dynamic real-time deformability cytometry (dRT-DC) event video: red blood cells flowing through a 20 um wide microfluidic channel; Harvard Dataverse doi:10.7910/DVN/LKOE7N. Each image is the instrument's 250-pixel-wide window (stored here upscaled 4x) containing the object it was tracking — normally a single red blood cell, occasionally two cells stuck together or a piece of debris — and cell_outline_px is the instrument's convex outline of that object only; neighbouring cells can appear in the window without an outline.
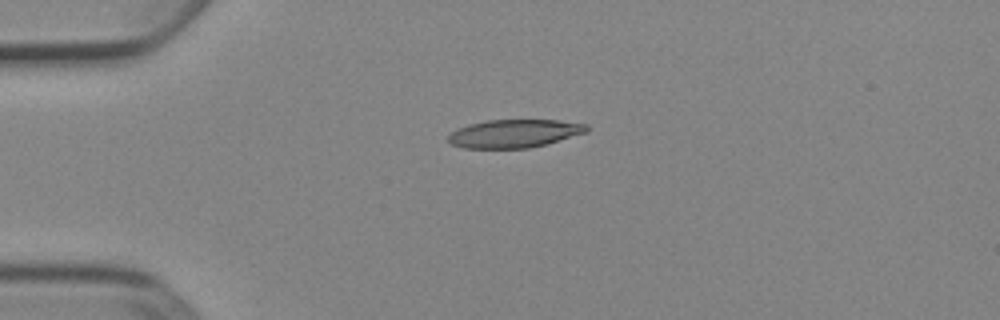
{"species": "Egyptian fruit bat (a non-hibernating species)", "species_latin": "Rousettus aegyptiacus", "temperature_condition": "cold", "stored_images_in_passage": 40, "camera_frame_rate_fps": 3000, "um_per_image_px": 0.085, "animal": {"sex": "female"}, "frame": {"image": 1, "passage_image": 1, "time_ms": 0.0, "image_size_px": [1000, 320], "cell_outline_px": [[588, 132], [548, 144], [528, 148], [464, 148], [452, 144], [448, 140], [448, 136], [456, 128], [468, 124], [488, 120], [560, 120], [588, 124]], "centroid_in_image_um": [43.75, 11.34], "position_along_channel_um": 41.3, "area_um2": 22.89}}
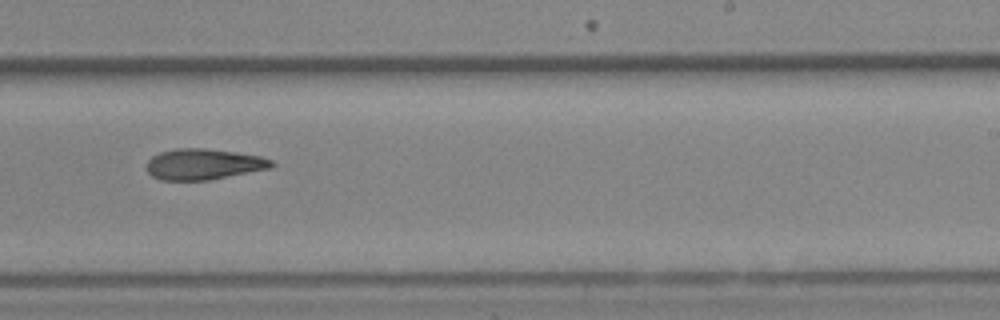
{"frame": {"image": 2, "passage_image": 21, "time_ms": 6.667, "image_size_px": [1000, 320], "cell_outline_px": [[276, 164], [272, 168], [208, 180], [160, 180], [152, 176], [148, 172], [148, 160], [152, 156], [160, 152], [176, 148], [204, 148], [236, 152], [260, 156], [272, 160]], "centroid_in_image_um": [17.32, 13.95], "position_along_channel_um": 271.7, "area_um2": 22.48}}
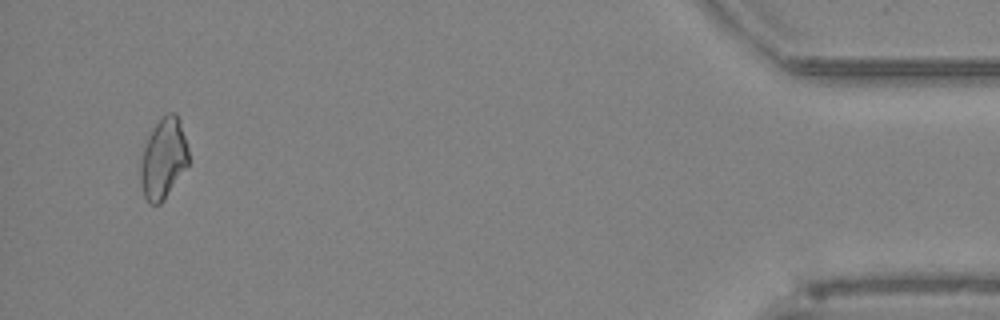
{"frame": {"image": 3, "passage_image": 38, "time_ms": 12.333, "image_size_px": [1000, 320], "cell_outline_px": [[188, 164], [164, 200], [160, 204], [148, 204], [144, 196], [140, 184], [140, 164], [144, 148], [148, 136], [152, 128], [160, 116], [168, 112], [176, 112], [180, 120], [188, 148]], "centroid_in_image_um": [13.87, 13.45], "position_along_channel_um": 421.3, "area_um2": 22.72}}